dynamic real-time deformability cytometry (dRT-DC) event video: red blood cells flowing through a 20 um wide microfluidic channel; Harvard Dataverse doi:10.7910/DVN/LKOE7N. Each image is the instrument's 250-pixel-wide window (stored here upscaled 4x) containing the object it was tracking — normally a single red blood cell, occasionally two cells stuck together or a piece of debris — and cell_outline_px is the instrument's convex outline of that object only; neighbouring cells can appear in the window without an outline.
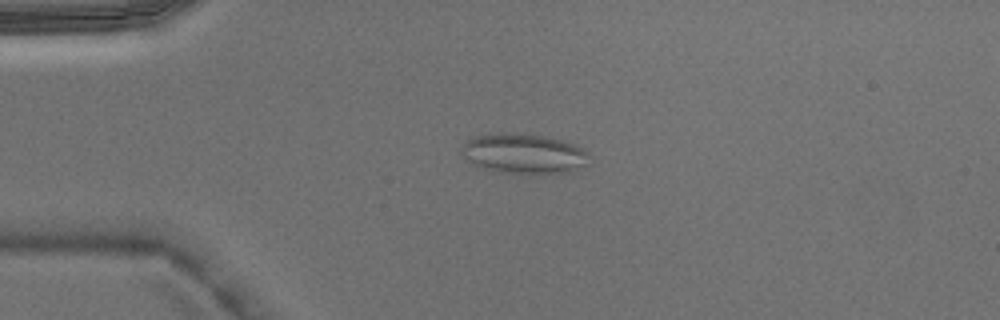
{"species": "Egyptian fruit bat (a non-hibernating species)", "species_latin": "Rousettus aegyptiacus", "temperature_condition": "warm", "stored_images_in_passage": 4, "camera_frame_rate_fps": 3000, "um_per_image_px": 0.085, "animal": {"sex": "male"}, "frame": {"image": 1, "passage_image": 2, "time_ms": 0.333, "image_size_px": [1000, 320], "cell_outline_px": [[588, 156], [584, 164], [568, 172], [508, 172], [488, 168], [476, 164], [464, 156], [460, 152], [460, 148], [472, 136], [500, 132], [508, 132], [540, 136], [560, 140], [576, 144], [588, 152]], "centroid_in_image_um": [44.49, 13.01], "position_along_channel_um": 40.5, "area_um2": 28.67}}